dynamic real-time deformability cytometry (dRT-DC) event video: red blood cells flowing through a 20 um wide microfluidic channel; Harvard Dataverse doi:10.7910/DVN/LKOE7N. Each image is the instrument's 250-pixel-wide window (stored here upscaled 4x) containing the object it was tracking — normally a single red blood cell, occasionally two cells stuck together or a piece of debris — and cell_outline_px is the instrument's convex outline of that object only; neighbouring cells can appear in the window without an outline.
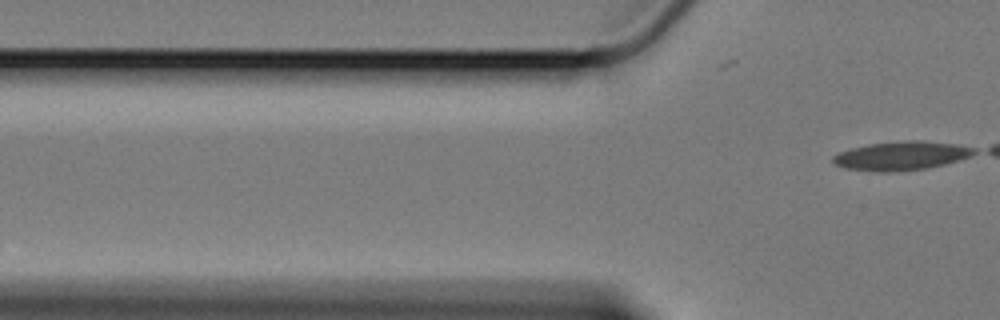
{"species": "Egyptian fruit bat (a non-hibernating species)", "species_latin": "Rousettus aegyptiacus", "temperature_condition": "cold", "stored_images_in_passage": 2, "camera_frame_rate_fps": 3000, "um_per_image_px": 0.085, "animal": {"sex": "female"}, "frame": {"image": 1, "passage_image": 2, "time_ms": 0.333, "image_size_px": [1000, 320], "cell_outline_px": [[976, 152], [968, 156], [944, 164], [928, 168], [888, 172], [876, 172], [844, 168], [836, 164], [832, 160], [832, 156], [840, 152], [852, 148], [868, 144], [908, 140], [920, 140], [956, 144], [976, 148]], "centroid_in_image_um": [76.58, 13.24], "position_along_channel_um": 49.2, "area_um2": 23.47}}